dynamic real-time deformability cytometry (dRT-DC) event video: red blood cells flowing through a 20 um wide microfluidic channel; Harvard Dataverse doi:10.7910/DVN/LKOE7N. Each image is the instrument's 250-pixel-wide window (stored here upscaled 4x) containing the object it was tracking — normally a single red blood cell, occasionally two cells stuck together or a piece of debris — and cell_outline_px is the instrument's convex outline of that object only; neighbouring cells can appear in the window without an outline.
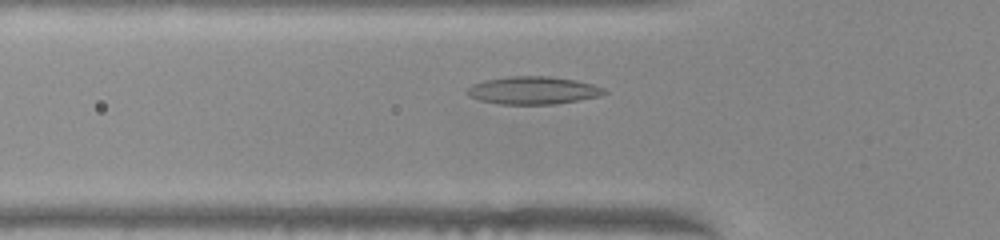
{"species": "common noctule bat (a hibernating species)", "species_latin": "Nyctalus noctula", "temperature_condition": "warm", "stored_images_in_passage": 39, "camera_frame_rate_fps": 3000, "um_per_image_px": 0.085, "animal": {"sex": "female", "body_mass_g": 22.0, "forearm_length_mm": 56.7}, "frame": {"image": 1, "passage_image": 11, "time_ms": 3.333, "image_size_px": [1000, 240], "cell_outline_px": [[608, 92], [600, 96], [552, 104], [500, 104], [480, 100], [468, 96], [464, 92], [472, 84], [484, 80], [508, 76], [552, 76], [576, 80], [592, 84], [604, 88]], "centroid_in_image_um": [45.28, 7.67], "position_along_channel_um": 80.5, "area_um2": 22.2}}
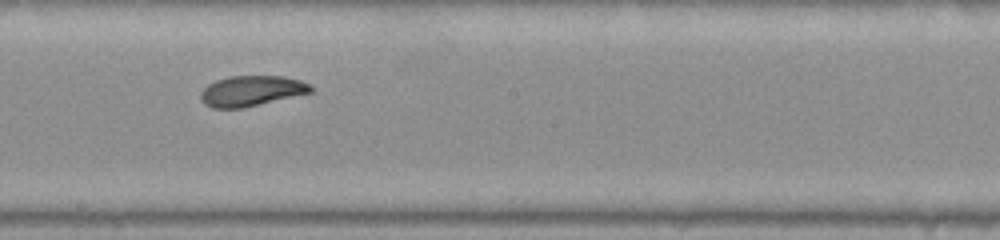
{"frame": {"image": 2, "passage_image": 22, "time_ms": 7.0, "image_size_px": [1000, 240], "cell_outline_px": [[312, 92], [240, 108], [212, 108], [204, 104], [200, 96], [200, 92], [208, 84], [216, 80], [228, 76], [284, 76], [300, 80], [308, 84], [312, 88]], "centroid_in_image_um": [21.33, 7.71], "position_along_channel_um": 226.9, "area_um2": 19.31}}
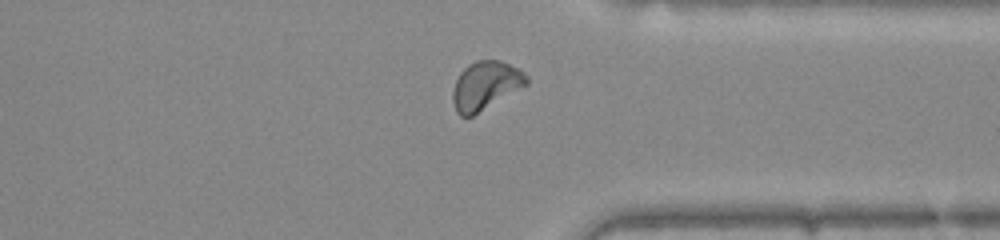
{"frame": {"image": 3, "passage_image": 33, "time_ms": 10.667, "image_size_px": [1000, 240], "cell_outline_px": [[528, 84], [472, 116], [460, 116], [456, 112], [452, 100], [452, 92], [456, 80], [460, 72], [468, 64], [476, 60], [500, 60], [524, 72], [528, 76]], "centroid_in_image_um": [41.25, 7.26], "position_along_channel_um": 370.2, "area_um2": 20.69}, "authors_computed_cell_mechanics": {"area_um2": 19.941, "velocity_mm_per_s": 3.9853, "shape_relaxation_time_tau1_ms": null, "shape_relaxation_time_tau2_ms": 2.4808, "deformation_change_tau1": null, "deformation_change_tau2": 0.0629}}